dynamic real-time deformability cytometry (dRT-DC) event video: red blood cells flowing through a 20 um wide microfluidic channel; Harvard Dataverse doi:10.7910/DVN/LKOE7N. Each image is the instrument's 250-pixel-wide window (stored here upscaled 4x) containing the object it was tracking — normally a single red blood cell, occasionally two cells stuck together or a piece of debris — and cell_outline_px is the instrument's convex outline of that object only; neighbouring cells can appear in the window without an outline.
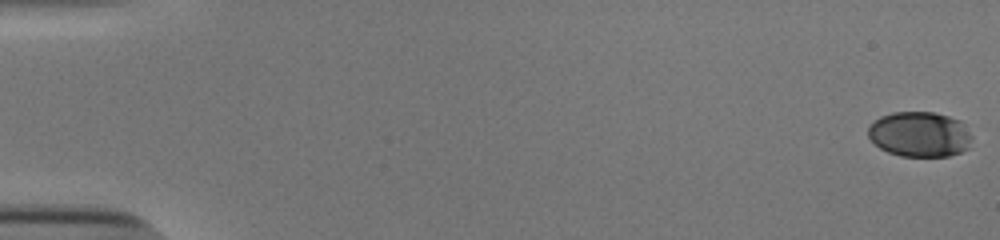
{"species": "human", "species_latin": "Homo sapiens", "temperature_condition": "cold", "stored_images_in_passage": 54, "camera_frame_rate_fps": 3000, "um_per_image_px": 0.085, "donor": {"sex": "male"}, "frame": {"image": 1, "passage_image": 1, "time_ms": 0.0, "image_size_px": [1000, 240], "cell_outline_px": [[972, 136], [968, 148], [960, 152], [948, 156], [900, 156], [888, 152], [880, 148], [868, 136], [868, 128], [880, 116], [892, 112], [932, 112], [948, 116], [960, 120]], "centroid_in_image_um": [78.17, 11.41], "position_along_channel_um": 6.8, "area_um2": 27.22}}
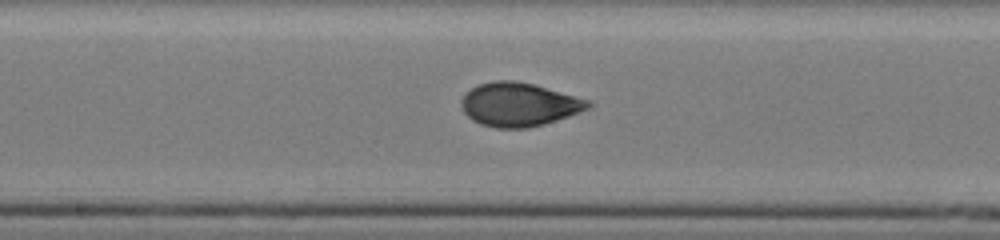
{"frame": {"image": 2, "passage_image": 30, "time_ms": 9.667, "image_size_px": [1000, 240], "cell_outline_px": [[592, 104], [588, 108], [568, 116], [544, 124], [528, 128], [496, 128], [480, 124], [472, 120], [464, 112], [460, 104], [460, 100], [472, 88], [480, 84], [492, 80], [512, 80], [532, 84], [588, 100]], "centroid_in_image_um": [44.06, 8.89], "position_along_channel_um": 204.1, "area_um2": 31.85}}
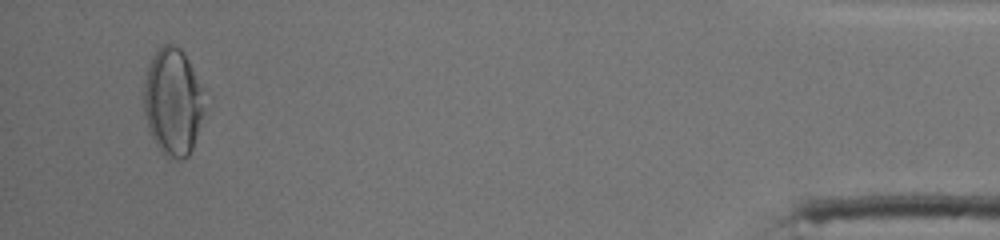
{"frame": {"image": 3, "passage_image": 52, "time_ms": 17.0, "image_size_px": [1000, 240], "cell_outline_px": [[204, 112], [192, 148], [188, 156], [184, 160], [180, 160], [164, 156], [160, 152], [148, 128], [144, 112], [144, 84], [148, 64], [152, 56], [164, 44], [172, 44], [180, 48], [184, 52], [204, 88]], "centroid_in_image_um": [14.71, 8.66], "position_along_channel_um": 420.5, "area_um2": 38.21}, "authors_computed_cell_mechanics": {"area_um2": 30.5762, "velocity_mm_per_s": 3.8942, "shape_relaxation_time_tau1_ms": 3.8682, "shape_relaxation_time_tau2_ms": 1.0371, "deformation_change_tau1": 0.1277, "deformation_change_tau2": 0.0462}}